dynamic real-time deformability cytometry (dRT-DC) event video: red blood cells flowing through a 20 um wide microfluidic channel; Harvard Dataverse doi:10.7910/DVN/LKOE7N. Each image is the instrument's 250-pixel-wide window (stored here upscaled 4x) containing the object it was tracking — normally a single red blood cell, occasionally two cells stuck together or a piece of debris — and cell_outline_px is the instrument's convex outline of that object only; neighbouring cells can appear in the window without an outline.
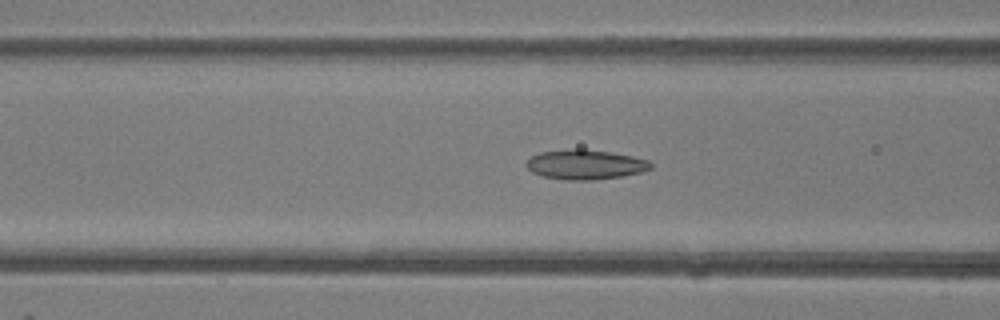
{"species": "common noctule bat (a hibernating species)", "species_latin": "Nyctalus noctula", "temperature_condition": "room temperature", "stored_images_in_passage": 47, "camera_frame_rate_fps": 3000, "um_per_image_px": 0.085, "animal": {"sex": "female"}, "frame": {"image": 1, "passage_image": 18, "time_ms": 5.667, "image_size_px": [1000, 320], "cell_outline_px": [[652, 168], [640, 172], [620, 176], [592, 180], [568, 180], [544, 176], [532, 172], [524, 164], [532, 156], [540, 152], [576, 148], [584, 148], [632, 156], [648, 160], [652, 164]], "centroid_in_image_um": [49.73, 13.97], "position_along_channel_um": 116.9, "area_um2": 21.39}}
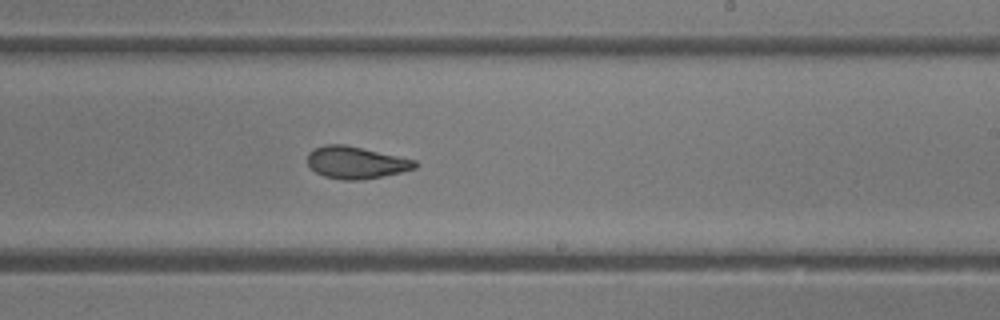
{"frame": {"image": 2, "passage_image": 28, "time_ms": 9.0, "image_size_px": [1000, 320], "cell_outline_px": [[420, 164], [416, 168], [400, 172], [360, 180], [344, 180], [324, 176], [316, 172], [308, 164], [308, 152], [312, 148], [324, 144], [344, 144], [416, 160]], "centroid_in_image_um": [30.24, 13.8], "position_along_channel_um": 258.8, "area_um2": 20.06}}
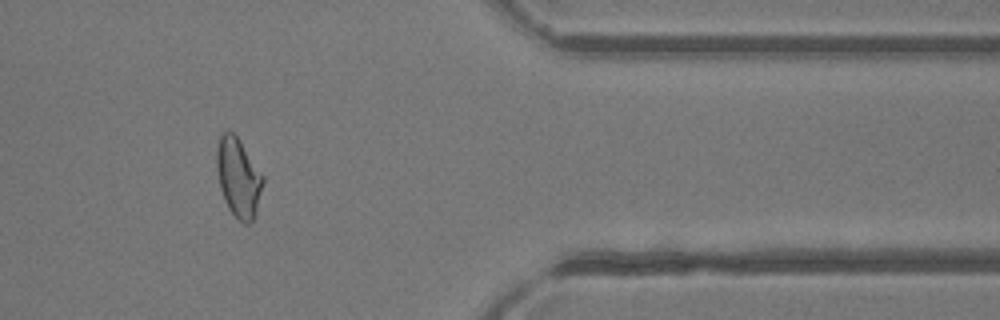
{"frame": {"image": 3, "passage_image": 39, "time_ms": 12.667, "image_size_px": [1000, 320], "cell_outline_px": [[264, 180], [256, 212], [252, 220], [248, 224], [244, 224], [228, 208], [224, 200], [220, 188], [216, 168], [216, 148], [220, 136], [224, 132], [232, 132], [240, 140], [264, 176]], "centroid_in_image_um": [20.25, 15.08], "position_along_channel_um": 391.1, "area_um2": 21.21}, "authors_computed_cell_mechanics": {"area_um2": 21.3282, "velocity_mm_per_s": 4.2572, "shape_relaxation_time_tau1_ms": 9.6481, "shape_relaxation_time_tau2_ms": 1.9788, "deformation_change_tau1": 0.233, "deformation_change_tau2": 0.0953}}